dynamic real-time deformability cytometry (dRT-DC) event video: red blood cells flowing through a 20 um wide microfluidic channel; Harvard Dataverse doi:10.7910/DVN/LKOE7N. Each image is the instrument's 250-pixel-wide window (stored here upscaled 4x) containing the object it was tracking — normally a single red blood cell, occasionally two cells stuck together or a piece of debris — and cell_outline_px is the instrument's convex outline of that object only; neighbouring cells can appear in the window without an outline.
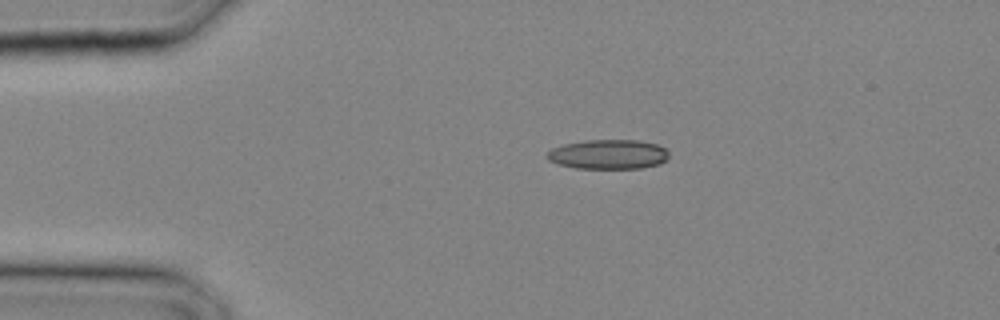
{"species": "common noctule bat (a hibernating species)", "species_latin": "Nyctalus noctula", "temperature_condition": "cold", "stored_images_in_passage": 24, "camera_frame_rate_fps": 3000, "um_per_image_px": 0.085, "animal": {"sex": "male", "body_mass_g": 20.4}, "frame": {"image": 1, "passage_image": 1, "time_ms": 0.0, "image_size_px": [1000, 320], "cell_outline_px": [[668, 160], [660, 164], [640, 168], [576, 168], [556, 164], [548, 160], [548, 152], [552, 148], [564, 144], [584, 140], [636, 140], [656, 144], [664, 148], [668, 152]], "centroid_in_image_um": [51.71, 13.12], "position_along_channel_um": 33.3, "area_um2": 20.98}}
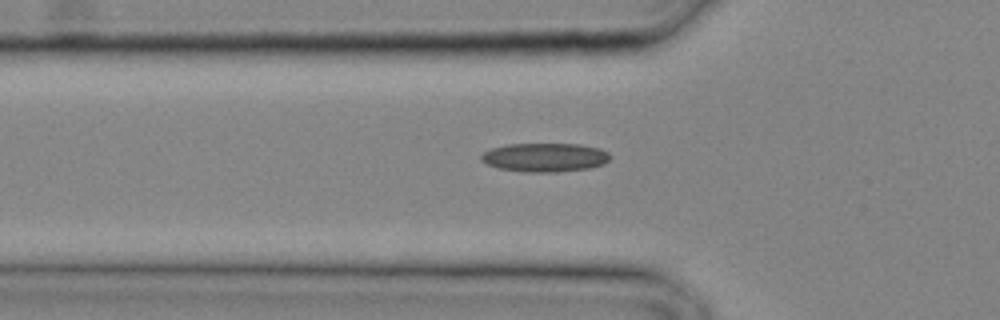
{"frame": {"image": 2, "passage_image": 5, "time_ms": 1.333, "image_size_px": [1000, 320], "cell_outline_px": [[612, 156], [604, 164], [588, 168], [556, 172], [524, 172], [500, 168], [488, 164], [480, 160], [480, 156], [484, 152], [492, 148], [508, 144], [580, 144], [600, 148], [608, 152]], "centroid_in_image_um": [46.34, 13.37], "position_along_channel_um": 79.5, "area_um2": 21.62}}
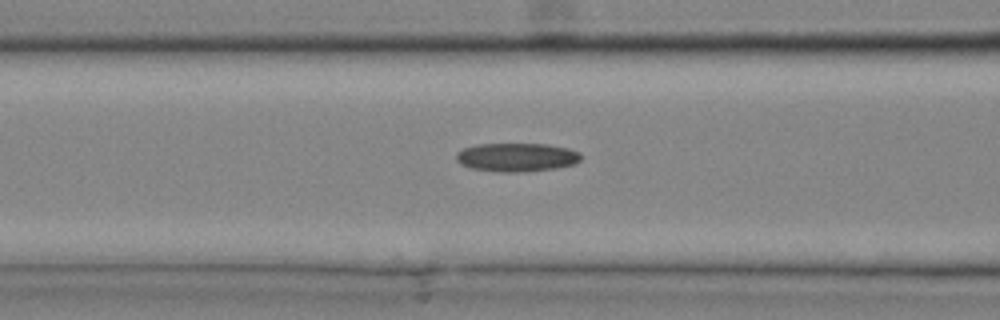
{"frame": {"image": 3, "passage_image": 7, "time_ms": 2.0, "image_size_px": [1000, 320], "cell_outline_px": [[584, 156], [576, 164], [556, 168], [520, 172], [496, 172], [472, 168], [460, 164], [456, 160], [456, 152], [464, 148], [476, 144], [548, 144], [568, 148], [580, 152]], "centroid_in_image_um": [43.94, 13.36], "position_along_channel_um": 122.7, "area_um2": 21.04}}